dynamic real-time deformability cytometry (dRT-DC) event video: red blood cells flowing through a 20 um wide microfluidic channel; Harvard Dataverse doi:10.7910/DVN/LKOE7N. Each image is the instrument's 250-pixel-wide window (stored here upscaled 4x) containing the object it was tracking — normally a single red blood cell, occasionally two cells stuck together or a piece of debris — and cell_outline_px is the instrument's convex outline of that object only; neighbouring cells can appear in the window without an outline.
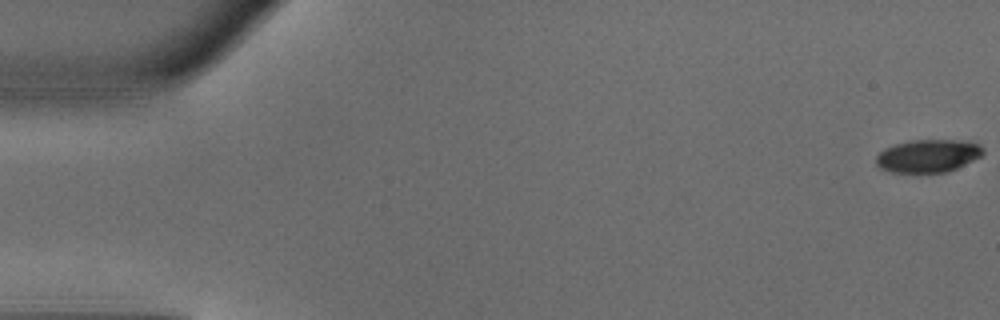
{"species": "common noctule bat (a hibernating species)", "species_latin": "Nyctalus noctula", "temperature_condition": "warm", "stored_images_in_passage": 49, "camera_frame_rate_fps": 3000, "um_per_image_px": 0.085, "animal": {"sex": "male", "body_mass_g": 18.8}, "frame": {"image": 1, "passage_image": 1, "time_ms": 0.0, "image_size_px": [1000, 320], "cell_outline_px": [[984, 152], [980, 156], [956, 168], [944, 172], [892, 172], [880, 168], [876, 164], [876, 156], [884, 148], [896, 144], [912, 140], [968, 140], [980, 144], [984, 148]], "centroid_in_image_um": [78.89, 13.23], "position_along_channel_um": 6.1, "area_um2": 20.4}}
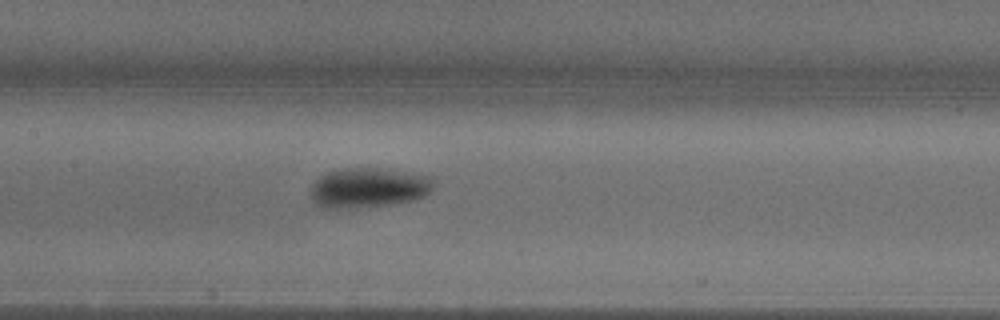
{"frame": {"image": 2, "passage_image": 24, "time_ms": 7.667, "image_size_px": [1000, 320], "cell_outline_px": [[436, 180], [432, 192], [424, 196], [412, 200], [392, 204], [340, 208], [324, 208], [312, 200], [312, 184], [320, 176], [328, 172], [344, 168], [380, 168], [432, 176]], "centroid_in_image_um": [31.38, 15.94], "position_along_channel_um": 176.0, "area_um2": 28.5}}
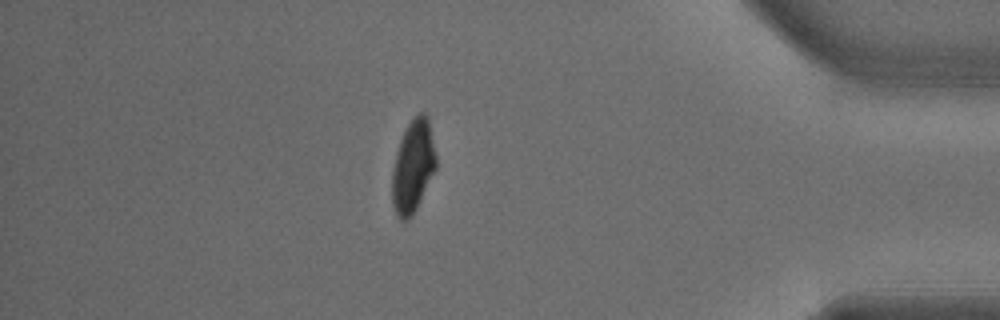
{"frame": {"image": 3, "passage_image": 43, "time_ms": 14.0, "image_size_px": [1000, 320], "cell_outline_px": [[436, 168], [412, 216], [408, 220], [400, 220], [396, 216], [392, 204], [392, 172], [396, 152], [400, 140], [408, 124], [420, 112], [424, 112], [428, 116], [436, 156]], "centroid_in_image_um": [35.09, 14.16], "position_along_channel_um": 400.1, "area_um2": 23.52}, "authors_computed_cell_mechanics": {"area_um2": 24.6806, "velocity_mm_per_s": 4.1407, "shape_relaxation_time_tau1_ms": 2.3027, "shape_relaxation_time_tau2_ms": null, "deformation_change_tau1": 0.1776, "deformation_change_tau2": null}}